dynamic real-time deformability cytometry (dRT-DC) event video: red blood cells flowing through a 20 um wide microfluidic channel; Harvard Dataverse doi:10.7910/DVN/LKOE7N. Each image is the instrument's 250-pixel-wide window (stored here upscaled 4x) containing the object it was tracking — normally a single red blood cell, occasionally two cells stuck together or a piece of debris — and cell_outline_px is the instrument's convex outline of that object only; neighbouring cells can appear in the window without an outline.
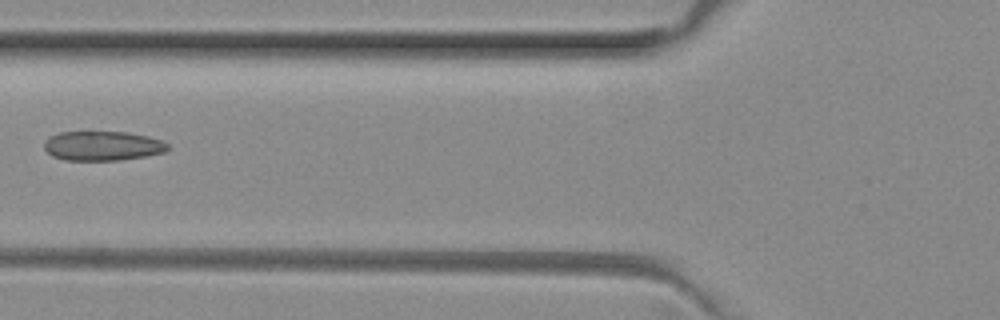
{"species": "common noctule bat (a hibernating species)", "species_latin": "Nyctalus noctula", "temperature_condition": "room temperature", "stored_images_in_passage": 5, "camera_frame_rate_fps": 3000, "um_per_image_px": 0.085, "animal": {"sex": "female", "body_mass_g": 29.2, "forearm_length_mm": 56.3}, "frame": {"image": 1, "passage_image": 5, "time_ms": 1.333, "image_size_px": [1000, 320], "cell_outline_px": [[168, 148], [164, 152], [144, 156], [120, 160], [64, 160], [52, 156], [44, 148], [44, 140], [60, 132], [128, 132], [148, 136], [160, 140], [168, 144]], "centroid_in_image_um": [8.7, 12.4], "position_along_channel_um": 117.1, "area_um2": 21.1}}